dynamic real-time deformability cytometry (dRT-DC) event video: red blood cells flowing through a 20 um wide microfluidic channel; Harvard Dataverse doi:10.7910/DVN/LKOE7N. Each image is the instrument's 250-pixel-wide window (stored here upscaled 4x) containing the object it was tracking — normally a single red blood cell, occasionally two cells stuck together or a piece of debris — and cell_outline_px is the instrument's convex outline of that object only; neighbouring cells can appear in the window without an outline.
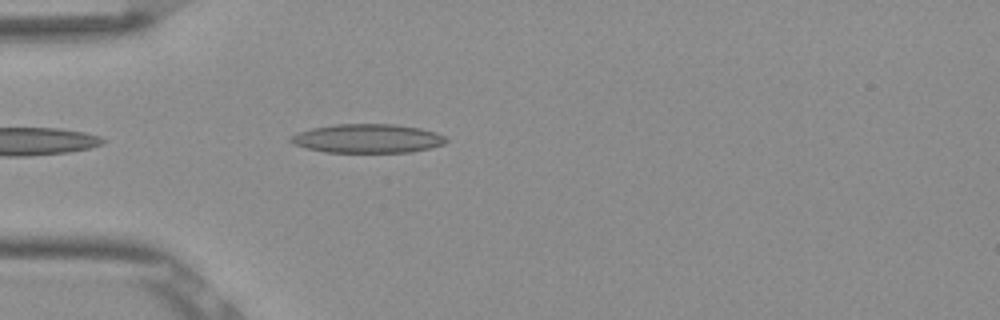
{"species": "Egyptian fruit bat (a non-hibernating species)", "species_latin": "Rousettus aegyptiacus", "temperature_condition": "room temperature", "stored_images_in_passage": 7, "camera_frame_rate_fps": 3000, "um_per_image_px": 0.085, "frame": {"image": 1, "passage_image": 3, "time_ms": 0.667, "image_size_px": [1000, 320], "cell_outline_px": [[448, 140], [444, 144], [428, 148], [408, 152], [324, 152], [308, 148], [296, 144], [288, 140], [296, 132], [312, 128], [332, 124], [396, 124], [420, 128], [436, 132], [444, 136]], "centroid_in_image_um": [31.24, 11.76], "position_along_channel_um": 53.8, "area_um2": 26.07}}
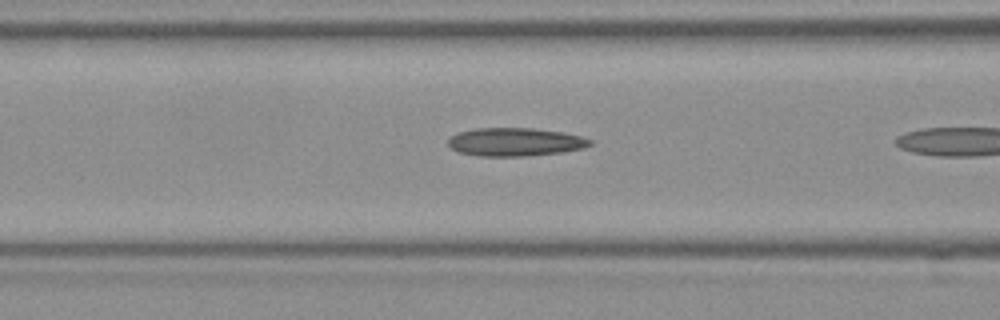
{"frame": {"image": 2, "passage_image": 6, "time_ms": 1.667, "image_size_px": [1000, 320], "cell_outline_px": [[592, 144], [584, 148], [560, 152], [524, 156], [480, 156], [456, 152], [448, 144], [448, 140], [452, 136], [460, 132], [476, 128], [532, 128], [560, 132], [580, 136], [592, 140]], "centroid_in_image_um": [43.77, 12.07], "position_along_channel_um": 122.8, "area_um2": 23.18}}